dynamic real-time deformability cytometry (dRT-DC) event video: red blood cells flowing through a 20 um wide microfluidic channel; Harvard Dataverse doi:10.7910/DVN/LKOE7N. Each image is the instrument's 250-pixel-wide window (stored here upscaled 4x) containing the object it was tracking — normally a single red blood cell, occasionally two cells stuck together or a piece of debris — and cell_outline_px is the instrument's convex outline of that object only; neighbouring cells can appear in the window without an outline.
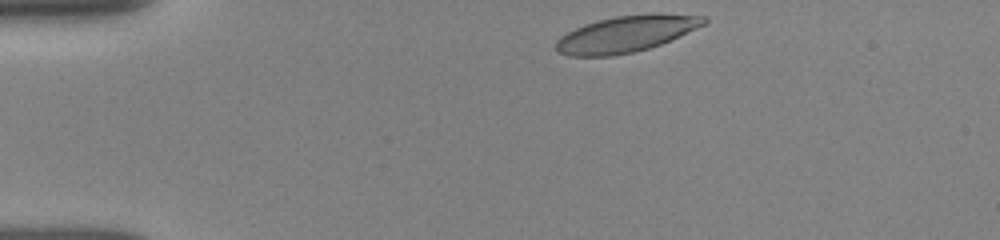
{"species": "human", "species_latin": "Homo sapiens", "temperature_condition": "room temperature", "stored_images_in_passage": 37, "camera_frame_rate_fps": 3000, "um_per_image_px": 0.085, "donor": {"sex": "female"}, "frame": {"image": 1, "passage_image": 1, "time_ms": 0.0, "image_size_px": [1000, 240], "cell_outline_px": [[708, 24], [660, 44], [648, 48], [632, 52], [612, 56], [568, 56], [556, 52], [556, 40], [560, 36], [584, 24], [616, 16], [652, 12], [708, 16]], "centroid_in_image_um": [53.27, 2.87], "position_along_channel_um": 31.7, "area_um2": 31.62}}
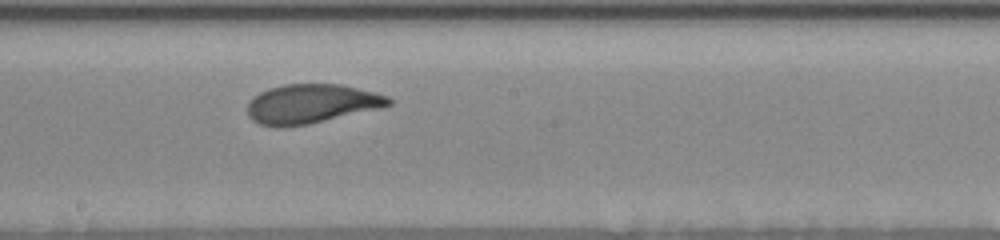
{"frame": {"image": 2, "passage_image": 20, "time_ms": 6.333, "image_size_px": [1000, 240], "cell_outline_px": [[392, 104], [376, 108], [308, 124], [276, 128], [260, 124], [252, 120], [248, 116], [248, 104], [252, 96], [268, 88], [284, 84], [340, 84], [376, 92], [388, 96], [392, 100]], "centroid_in_image_um": [26.4, 8.81], "position_along_channel_um": 221.8, "area_um2": 32.08}}
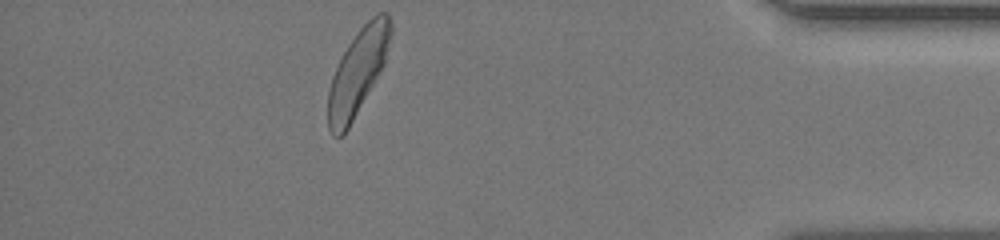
{"frame": {"image": 3, "passage_image": 37, "time_ms": 12.0, "image_size_px": [1000, 240], "cell_outline_px": [[392, 32], [384, 64], [344, 136], [332, 136], [328, 128], [328, 92], [332, 76], [348, 44], [356, 32], [376, 12], [388, 12], [392, 24]], "centroid_in_image_um": [30.41, 6.1], "position_along_channel_um": 404.8, "area_um2": 30.98}, "authors_computed_cell_mechanics": {"area_um2": 32.1368, "velocity_mm_per_s": 3.9178, "shape_relaxation_time_tau1_ms": 3.1521, "shape_relaxation_time_tau2_ms": 0.8279, "deformation_change_tau1": 0.1562, "deformation_change_tau2": 0.0784}}